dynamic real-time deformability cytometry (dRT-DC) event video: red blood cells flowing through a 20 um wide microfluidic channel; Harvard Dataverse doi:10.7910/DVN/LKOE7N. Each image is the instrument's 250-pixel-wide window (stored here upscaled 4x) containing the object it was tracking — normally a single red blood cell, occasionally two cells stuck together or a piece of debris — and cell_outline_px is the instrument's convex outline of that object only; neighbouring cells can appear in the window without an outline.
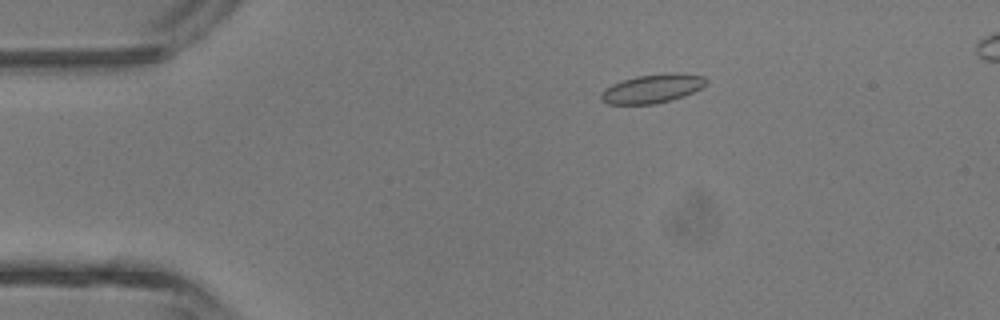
{"species": "common noctule bat (a hibernating species)", "species_latin": "Nyctalus noctula", "temperature_condition": "room temperature", "stored_images_in_passage": 4, "camera_frame_rate_fps": 3000, "um_per_image_px": 0.085, "animal": {"sex": "male", "body_mass_g": 13.3}, "frame": {"image": 1, "passage_image": 2, "time_ms": 1.0, "image_size_px": [1000, 320], "cell_outline_px": [[708, 84], [684, 96], [672, 100], [656, 104], [608, 104], [600, 100], [600, 92], [604, 88], [612, 84], [636, 76], [704, 76], [708, 80]], "centroid_in_image_um": [55.35, 7.6], "position_along_channel_um": 29.7, "area_um2": 16.82}}